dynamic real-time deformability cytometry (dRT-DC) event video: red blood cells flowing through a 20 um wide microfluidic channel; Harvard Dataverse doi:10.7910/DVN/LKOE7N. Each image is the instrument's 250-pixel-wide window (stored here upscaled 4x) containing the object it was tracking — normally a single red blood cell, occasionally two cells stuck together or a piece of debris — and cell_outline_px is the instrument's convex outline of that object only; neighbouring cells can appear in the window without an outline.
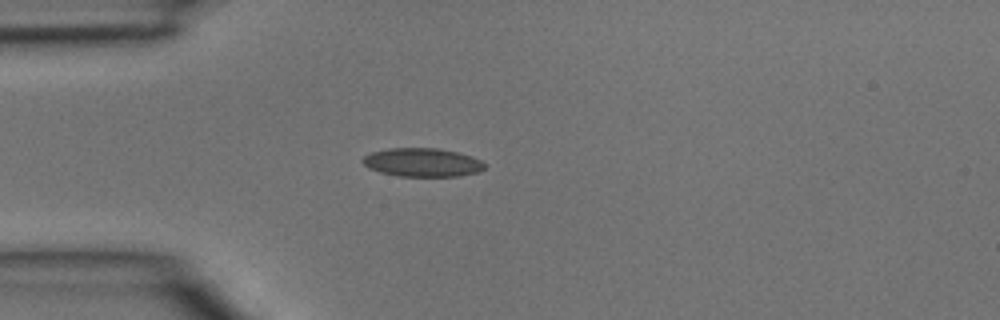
{"species": "common noctule bat (a hibernating species)", "species_latin": "Nyctalus noctula", "temperature_condition": "room temperature", "stored_images_in_passage": 2, "camera_frame_rate_fps": 3000, "um_per_image_px": 0.085, "animal": {"sex": "male", "body_mass_g": 15.6}, "frame": {"image": 1, "passage_image": 2, "time_ms": 0.333, "image_size_px": [1000, 320], "cell_outline_px": [[484, 168], [476, 172], [460, 176], [396, 176], [380, 172], [368, 168], [360, 160], [364, 156], [372, 152], [388, 148], [436, 148], [456, 152], [480, 160], [484, 164]], "centroid_in_image_um": [35.83, 13.81], "position_along_channel_um": 49.2, "area_um2": 20.11}}